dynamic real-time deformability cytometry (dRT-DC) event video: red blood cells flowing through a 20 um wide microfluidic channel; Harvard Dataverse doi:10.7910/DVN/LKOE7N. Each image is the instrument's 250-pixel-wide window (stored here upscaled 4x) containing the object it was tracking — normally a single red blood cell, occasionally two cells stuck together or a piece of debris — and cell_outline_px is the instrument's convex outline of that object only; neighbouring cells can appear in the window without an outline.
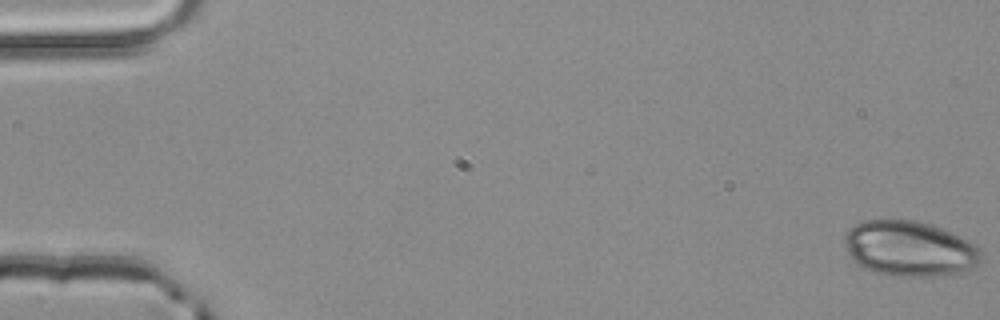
{"species": "common noctule bat (a hibernating species)", "species_latin": "Nyctalus noctula", "temperature_condition": "room temperature", "stored_images_in_passage": 4, "camera_frame_rate_fps": 3000, "um_per_image_px": 0.085, "animal": {"sex": "male", "body_mass_g": 20.4}, "frame": {"image": 1, "passage_image": 1, "time_ms": 0.0, "image_size_px": [1000, 320], "cell_outline_px": [[980, 260], [976, 264], [968, 268], [956, 272], [940, 276], [896, 276], [876, 272], [860, 268], [852, 260], [848, 252], [844, 236], [852, 224], [864, 220], [916, 220], [940, 228], [976, 244], [980, 248]], "centroid_in_image_um": [77.25, 21.13], "position_along_channel_um": 7.8, "area_um2": 43.75}}